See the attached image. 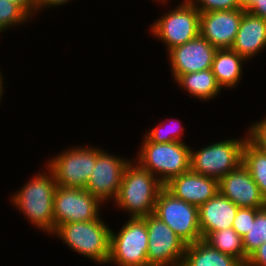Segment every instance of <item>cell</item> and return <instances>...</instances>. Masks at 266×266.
Masks as SVG:
<instances>
[{"label": "cell", "instance_id": "obj_32", "mask_svg": "<svg viewBox=\"0 0 266 266\" xmlns=\"http://www.w3.org/2000/svg\"><path fill=\"white\" fill-rule=\"evenodd\" d=\"M70 1L72 0H36V14L39 10L42 11V9L45 8L66 5V3H69Z\"/></svg>", "mask_w": 266, "mask_h": 266}, {"label": "cell", "instance_id": "obj_35", "mask_svg": "<svg viewBox=\"0 0 266 266\" xmlns=\"http://www.w3.org/2000/svg\"><path fill=\"white\" fill-rule=\"evenodd\" d=\"M154 1H156V2L158 1V3H160V4H161V3H163V4L165 3V4H166V2H167L168 0H154Z\"/></svg>", "mask_w": 266, "mask_h": 266}, {"label": "cell", "instance_id": "obj_29", "mask_svg": "<svg viewBox=\"0 0 266 266\" xmlns=\"http://www.w3.org/2000/svg\"><path fill=\"white\" fill-rule=\"evenodd\" d=\"M248 127V140L258 149L266 152V117L260 121L253 122Z\"/></svg>", "mask_w": 266, "mask_h": 266}, {"label": "cell", "instance_id": "obj_26", "mask_svg": "<svg viewBox=\"0 0 266 266\" xmlns=\"http://www.w3.org/2000/svg\"><path fill=\"white\" fill-rule=\"evenodd\" d=\"M166 121H168L169 123L166 124L165 122H161L160 124H158V126H155L151 130H149V132H146L144 136L149 141L155 143L184 142L181 139H183L182 135L185 131V128L181 125V121H179L178 119L175 120L178 121L180 125L178 124V122H176V124L174 120H171V118Z\"/></svg>", "mask_w": 266, "mask_h": 266}, {"label": "cell", "instance_id": "obj_1", "mask_svg": "<svg viewBox=\"0 0 266 266\" xmlns=\"http://www.w3.org/2000/svg\"><path fill=\"white\" fill-rule=\"evenodd\" d=\"M33 176L29 182L11 195L12 205L24 214L26 219L39 230L54 232L53 202L57 188L53 173L47 168Z\"/></svg>", "mask_w": 266, "mask_h": 266}, {"label": "cell", "instance_id": "obj_4", "mask_svg": "<svg viewBox=\"0 0 266 266\" xmlns=\"http://www.w3.org/2000/svg\"><path fill=\"white\" fill-rule=\"evenodd\" d=\"M143 137L135 160L143 169L156 176L163 185L190 170L191 146L187 143H155Z\"/></svg>", "mask_w": 266, "mask_h": 266}, {"label": "cell", "instance_id": "obj_13", "mask_svg": "<svg viewBox=\"0 0 266 266\" xmlns=\"http://www.w3.org/2000/svg\"><path fill=\"white\" fill-rule=\"evenodd\" d=\"M217 48L200 34L167 52L173 80L179 75L211 69Z\"/></svg>", "mask_w": 266, "mask_h": 266}, {"label": "cell", "instance_id": "obj_2", "mask_svg": "<svg viewBox=\"0 0 266 266\" xmlns=\"http://www.w3.org/2000/svg\"><path fill=\"white\" fill-rule=\"evenodd\" d=\"M164 185L150 171L143 169L134 159L125 167L116 207L130 218L154 214L157 196Z\"/></svg>", "mask_w": 266, "mask_h": 266}, {"label": "cell", "instance_id": "obj_34", "mask_svg": "<svg viewBox=\"0 0 266 266\" xmlns=\"http://www.w3.org/2000/svg\"><path fill=\"white\" fill-rule=\"evenodd\" d=\"M3 74L1 73V71H0V102H1V99H2V97H4L3 95V93H4V83H3V80H4V78H3Z\"/></svg>", "mask_w": 266, "mask_h": 266}, {"label": "cell", "instance_id": "obj_8", "mask_svg": "<svg viewBox=\"0 0 266 266\" xmlns=\"http://www.w3.org/2000/svg\"><path fill=\"white\" fill-rule=\"evenodd\" d=\"M50 159L46 167L53 173L57 186L85 189L96 163L97 146H73Z\"/></svg>", "mask_w": 266, "mask_h": 266}, {"label": "cell", "instance_id": "obj_10", "mask_svg": "<svg viewBox=\"0 0 266 266\" xmlns=\"http://www.w3.org/2000/svg\"><path fill=\"white\" fill-rule=\"evenodd\" d=\"M142 218L148 232V266H181L187 244L154 214Z\"/></svg>", "mask_w": 266, "mask_h": 266}, {"label": "cell", "instance_id": "obj_30", "mask_svg": "<svg viewBox=\"0 0 266 266\" xmlns=\"http://www.w3.org/2000/svg\"><path fill=\"white\" fill-rule=\"evenodd\" d=\"M242 5L249 13L266 20V0H245Z\"/></svg>", "mask_w": 266, "mask_h": 266}, {"label": "cell", "instance_id": "obj_27", "mask_svg": "<svg viewBox=\"0 0 266 266\" xmlns=\"http://www.w3.org/2000/svg\"><path fill=\"white\" fill-rule=\"evenodd\" d=\"M200 13L244 9L241 0H188Z\"/></svg>", "mask_w": 266, "mask_h": 266}, {"label": "cell", "instance_id": "obj_7", "mask_svg": "<svg viewBox=\"0 0 266 266\" xmlns=\"http://www.w3.org/2000/svg\"><path fill=\"white\" fill-rule=\"evenodd\" d=\"M148 232L143 218H129L119 232L111 229L108 264L148 266Z\"/></svg>", "mask_w": 266, "mask_h": 266}, {"label": "cell", "instance_id": "obj_33", "mask_svg": "<svg viewBox=\"0 0 266 266\" xmlns=\"http://www.w3.org/2000/svg\"><path fill=\"white\" fill-rule=\"evenodd\" d=\"M21 6L31 17L36 14V0H8Z\"/></svg>", "mask_w": 266, "mask_h": 266}, {"label": "cell", "instance_id": "obj_18", "mask_svg": "<svg viewBox=\"0 0 266 266\" xmlns=\"http://www.w3.org/2000/svg\"><path fill=\"white\" fill-rule=\"evenodd\" d=\"M266 48V20L249 13H243L232 50L246 60L254 58Z\"/></svg>", "mask_w": 266, "mask_h": 266}, {"label": "cell", "instance_id": "obj_20", "mask_svg": "<svg viewBox=\"0 0 266 266\" xmlns=\"http://www.w3.org/2000/svg\"><path fill=\"white\" fill-rule=\"evenodd\" d=\"M181 266H245L235 257L222 253L203 239L186 246Z\"/></svg>", "mask_w": 266, "mask_h": 266}, {"label": "cell", "instance_id": "obj_11", "mask_svg": "<svg viewBox=\"0 0 266 266\" xmlns=\"http://www.w3.org/2000/svg\"><path fill=\"white\" fill-rule=\"evenodd\" d=\"M102 205L86 189L57 186L53 202L54 230L65 223L99 219Z\"/></svg>", "mask_w": 266, "mask_h": 266}, {"label": "cell", "instance_id": "obj_15", "mask_svg": "<svg viewBox=\"0 0 266 266\" xmlns=\"http://www.w3.org/2000/svg\"><path fill=\"white\" fill-rule=\"evenodd\" d=\"M219 193L238 207L265 208L258 185L247 168L240 164L218 181Z\"/></svg>", "mask_w": 266, "mask_h": 266}, {"label": "cell", "instance_id": "obj_22", "mask_svg": "<svg viewBox=\"0 0 266 266\" xmlns=\"http://www.w3.org/2000/svg\"><path fill=\"white\" fill-rule=\"evenodd\" d=\"M203 240L216 250L235 257L244 265L247 263L243 239L232 227L208 233Z\"/></svg>", "mask_w": 266, "mask_h": 266}, {"label": "cell", "instance_id": "obj_24", "mask_svg": "<svg viewBox=\"0 0 266 266\" xmlns=\"http://www.w3.org/2000/svg\"><path fill=\"white\" fill-rule=\"evenodd\" d=\"M245 255L248 257L255 249L266 242V207L262 208L255 217L249 232L243 237Z\"/></svg>", "mask_w": 266, "mask_h": 266}, {"label": "cell", "instance_id": "obj_17", "mask_svg": "<svg viewBox=\"0 0 266 266\" xmlns=\"http://www.w3.org/2000/svg\"><path fill=\"white\" fill-rule=\"evenodd\" d=\"M238 208L230 199L219 192L200 205L198 215L202 239L208 233L231 228Z\"/></svg>", "mask_w": 266, "mask_h": 266}, {"label": "cell", "instance_id": "obj_12", "mask_svg": "<svg viewBox=\"0 0 266 266\" xmlns=\"http://www.w3.org/2000/svg\"><path fill=\"white\" fill-rule=\"evenodd\" d=\"M131 160L97 148V159L85 189L102 204L118 195L125 167Z\"/></svg>", "mask_w": 266, "mask_h": 266}, {"label": "cell", "instance_id": "obj_6", "mask_svg": "<svg viewBox=\"0 0 266 266\" xmlns=\"http://www.w3.org/2000/svg\"><path fill=\"white\" fill-rule=\"evenodd\" d=\"M153 23L150 26L151 34L166 45L168 52L200 34V11L188 0H184Z\"/></svg>", "mask_w": 266, "mask_h": 266}, {"label": "cell", "instance_id": "obj_3", "mask_svg": "<svg viewBox=\"0 0 266 266\" xmlns=\"http://www.w3.org/2000/svg\"><path fill=\"white\" fill-rule=\"evenodd\" d=\"M103 220L100 217L92 221L61 224L52 234L78 255L93 260L97 265H105L110 254L111 228Z\"/></svg>", "mask_w": 266, "mask_h": 266}, {"label": "cell", "instance_id": "obj_5", "mask_svg": "<svg viewBox=\"0 0 266 266\" xmlns=\"http://www.w3.org/2000/svg\"><path fill=\"white\" fill-rule=\"evenodd\" d=\"M248 135L213 142L199 150L190 148V170L220 180L242 164V149Z\"/></svg>", "mask_w": 266, "mask_h": 266}, {"label": "cell", "instance_id": "obj_23", "mask_svg": "<svg viewBox=\"0 0 266 266\" xmlns=\"http://www.w3.org/2000/svg\"><path fill=\"white\" fill-rule=\"evenodd\" d=\"M242 164L258 185L266 203V152L258 149L247 139L242 149Z\"/></svg>", "mask_w": 266, "mask_h": 266}, {"label": "cell", "instance_id": "obj_16", "mask_svg": "<svg viewBox=\"0 0 266 266\" xmlns=\"http://www.w3.org/2000/svg\"><path fill=\"white\" fill-rule=\"evenodd\" d=\"M164 187L176 198L197 207L219 192L218 180L191 170L172 178Z\"/></svg>", "mask_w": 266, "mask_h": 266}, {"label": "cell", "instance_id": "obj_25", "mask_svg": "<svg viewBox=\"0 0 266 266\" xmlns=\"http://www.w3.org/2000/svg\"><path fill=\"white\" fill-rule=\"evenodd\" d=\"M31 16L18 4L0 0V33L31 21ZM13 27V28H10Z\"/></svg>", "mask_w": 266, "mask_h": 266}, {"label": "cell", "instance_id": "obj_21", "mask_svg": "<svg viewBox=\"0 0 266 266\" xmlns=\"http://www.w3.org/2000/svg\"><path fill=\"white\" fill-rule=\"evenodd\" d=\"M174 81L180 89L186 90L188 95L204 102L216 98L222 90L212 69L181 74Z\"/></svg>", "mask_w": 266, "mask_h": 266}, {"label": "cell", "instance_id": "obj_19", "mask_svg": "<svg viewBox=\"0 0 266 266\" xmlns=\"http://www.w3.org/2000/svg\"><path fill=\"white\" fill-rule=\"evenodd\" d=\"M245 61V58L231 48L217 49L211 69L222 89H234L241 82Z\"/></svg>", "mask_w": 266, "mask_h": 266}, {"label": "cell", "instance_id": "obj_14", "mask_svg": "<svg viewBox=\"0 0 266 266\" xmlns=\"http://www.w3.org/2000/svg\"><path fill=\"white\" fill-rule=\"evenodd\" d=\"M245 9L200 13V35L217 49H230Z\"/></svg>", "mask_w": 266, "mask_h": 266}, {"label": "cell", "instance_id": "obj_31", "mask_svg": "<svg viewBox=\"0 0 266 266\" xmlns=\"http://www.w3.org/2000/svg\"><path fill=\"white\" fill-rule=\"evenodd\" d=\"M245 266H266V242L248 256Z\"/></svg>", "mask_w": 266, "mask_h": 266}, {"label": "cell", "instance_id": "obj_28", "mask_svg": "<svg viewBox=\"0 0 266 266\" xmlns=\"http://www.w3.org/2000/svg\"><path fill=\"white\" fill-rule=\"evenodd\" d=\"M262 208H246L239 207L232 223V228L243 237L246 233L249 232V228L251 227V223L254 222L256 214Z\"/></svg>", "mask_w": 266, "mask_h": 266}, {"label": "cell", "instance_id": "obj_9", "mask_svg": "<svg viewBox=\"0 0 266 266\" xmlns=\"http://www.w3.org/2000/svg\"><path fill=\"white\" fill-rule=\"evenodd\" d=\"M154 215L165 222L187 245L202 239L198 207L176 198L165 187L157 196Z\"/></svg>", "mask_w": 266, "mask_h": 266}]
</instances>
